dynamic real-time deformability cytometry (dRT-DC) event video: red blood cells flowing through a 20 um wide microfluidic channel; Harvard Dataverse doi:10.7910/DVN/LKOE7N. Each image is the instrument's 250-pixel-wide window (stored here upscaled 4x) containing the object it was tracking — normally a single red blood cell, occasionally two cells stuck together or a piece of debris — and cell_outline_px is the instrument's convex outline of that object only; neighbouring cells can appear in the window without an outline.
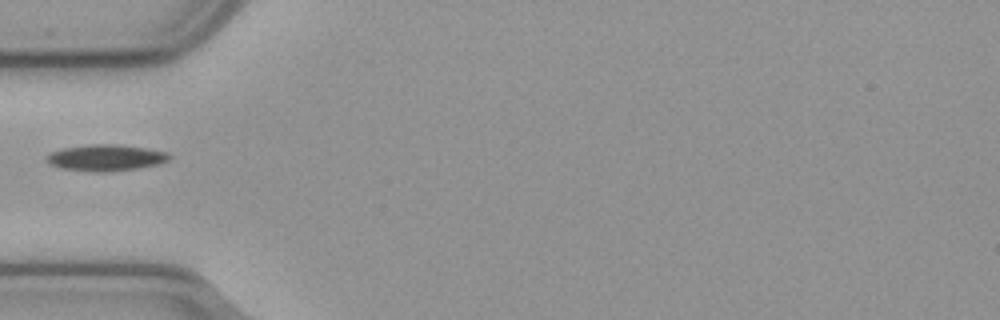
{"species": "common noctule bat (a hibernating species)", "species_latin": "Nyctalus noctula", "temperature_condition": "cold", "stored_images_in_passage": 10, "camera_frame_rate_fps": 3000, "um_per_image_px": 0.085, "animal": {"sex": "male", "body_mass_g": 23.1, "forearm_length_mm": 52.7}, "frame": {"image": 1, "passage_image": 1, "time_ms": 0.0, "image_size_px": [1000, 320], "cell_outline_px": [[172, 156], [168, 160], [156, 164], [136, 168], [104, 172], [96, 172], [60, 168], [48, 164], [44, 160], [52, 152], [60, 148], [92, 144], [116, 144], [148, 148], [168, 152]], "centroid_in_image_um": [8.97, 13.39], "position_along_channel_um": 76.0, "area_um2": 18.84}}
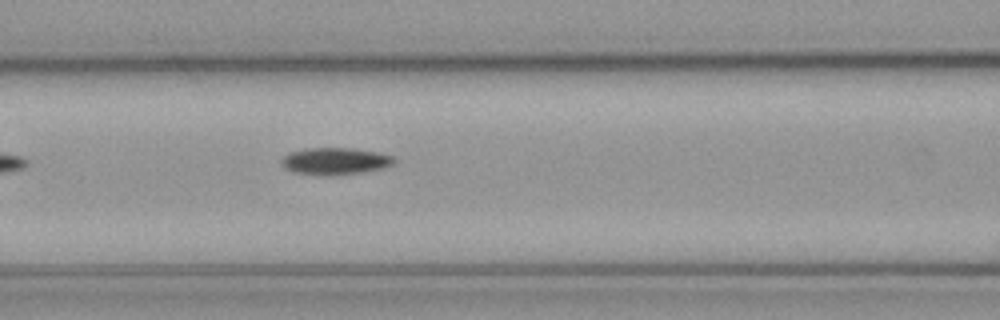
{"frame": {"image": 2, "passage_image": 6, "time_ms": 1.667, "image_size_px": [1000, 320], "cell_outline_px": [[396, 160], [392, 164], [384, 168], [360, 172], [328, 176], [324, 176], [292, 172], [284, 168], [280, 160], [284, 156], [292, 152], [308, 148], [352, 148], [380, 152], [392, 156]], "centroid_in_image_um": [28.48, 13.7], "position_along_channel_um": 138.1, "area_um2": 17.74}}